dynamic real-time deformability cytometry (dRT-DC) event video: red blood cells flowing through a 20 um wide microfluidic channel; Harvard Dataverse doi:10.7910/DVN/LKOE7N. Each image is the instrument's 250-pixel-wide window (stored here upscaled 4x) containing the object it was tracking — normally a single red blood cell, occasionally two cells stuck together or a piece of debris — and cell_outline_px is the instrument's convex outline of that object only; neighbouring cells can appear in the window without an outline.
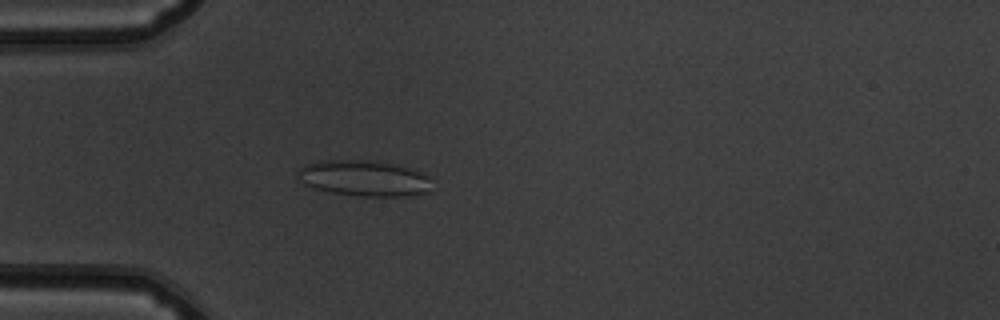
{"species": "common noctule bat (a hibernating species)", "species_latin": "Nyctalus noctula", "temperature_condition": "warm", "stored_images_in_passage": 53, "camera_frame_rate_fps": 3000, "um_per_image_px": 0.085, "animal": {"sex": "male", "body_mass_g": 19.5, "forearm_length_mm": 54.6}, "frame": {"image": 1, "passage_image": 16, "time_ms": 5.0, "image_size_px": [1000, 320], "cell_outline_px": [[428, 192], [404, 196], [364, 196], [332, 192], [316, 188], [304, 184], [296, 176], [296, 172], [304, 164], [320, 160], [372, 160], [392, 164], [408, 168], [428, 176]], "centroid_in_image_um": [30.85, 15.13], "position_along_channel_um": 54.1, "area_um2": 27.63}}
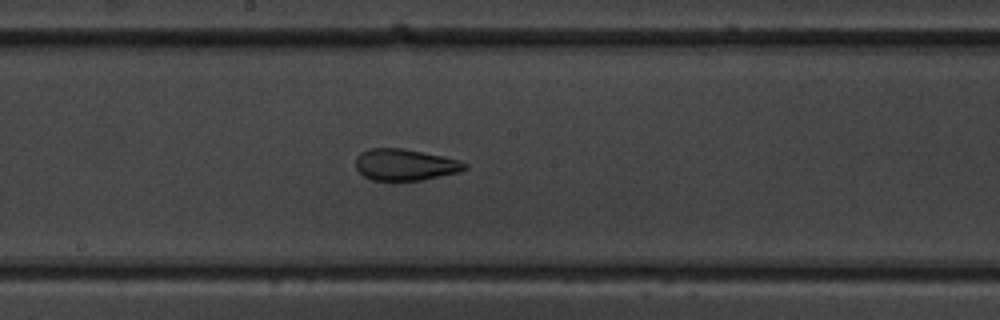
{"frame": {"image": 2, "passage_image": 29, "time_ms": 9.333, "image_size_px": [1000, 320], "cell_outline_px": [[468, 168], [460, 172], [420, 180], [372, 180], [364, 176], [356, 168], [356, 156], [360, 152], [368, 148], [404, 148], [444, 156], [460, 160], [468, 164]], "centroid_in_image_um": [34.45, 13.98], "position_along_channel_um": 213.8, "area_um2": 20.17}}
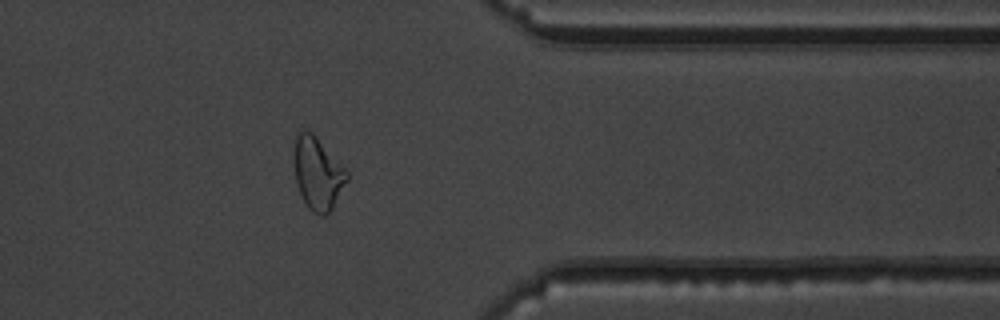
{"frame": {"image": 3, "passage_image": 43, "time_ms": 14.0, "image_size_px": [1000, 320], "cell_outline_px": [[348, 180], [332, 208], [324, 216], [320, 216], [312, 212], [308, 208], [296, 184], [292, 160], [292, 156], [296, 136], [300, 132], [312, 132], [316, 136], [348, 172]], "centroid_in_image_um": [26.97, 14.75], "position_along_channel_um": 384.4, "area_um2": 22.31}, "authors_computed_cell_mechanics": {"area_um2": 23.987, "velocity_mm_per_s": 3.8935, "shape_relaxation_time_tau1_ms": null, "shape_relaxation_time_tau2_ms": 1.595, "deformation_change_tau1": null, "deformation_change_tau2": 0.0923}}